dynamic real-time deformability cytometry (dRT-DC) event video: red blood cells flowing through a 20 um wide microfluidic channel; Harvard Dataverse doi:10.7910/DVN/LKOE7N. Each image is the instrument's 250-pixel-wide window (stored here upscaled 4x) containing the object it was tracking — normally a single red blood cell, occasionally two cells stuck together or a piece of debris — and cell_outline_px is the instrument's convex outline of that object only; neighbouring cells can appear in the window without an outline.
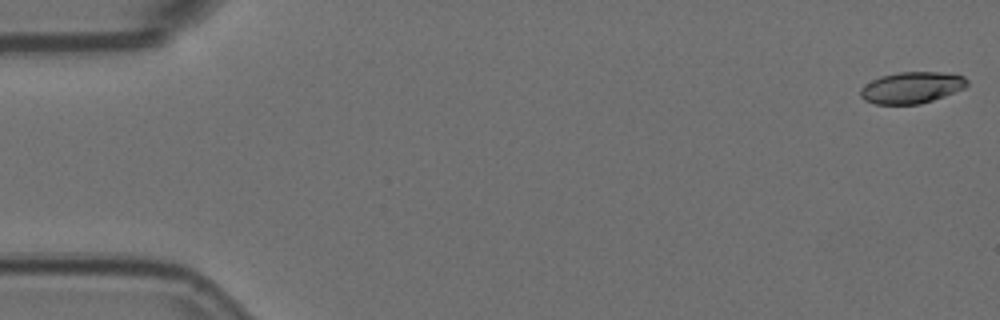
{"species": "Egyptian fruit bat (a non-hibernating species)", "species_latin": "Rousettus aegyptiacus", "temperature_condition": "room temperature", "stored_images_in_passage": 6, "segment_of_instrument_passage": [1, 2], "camera_frame_rate_fps": 3000, "um_per_image_px": 0.085, "animal": {"sex": "female"}, "frame": {"image": 1, "passage_image": 1, "time_ms": 0.0, "image_size_px": [1000, 320], "cell_outline_px": [[968, 84], [964, 88], [944, 96], [920, 104], [876, 104], [864, 100], [860, 96], [860, 88], [872, 80], [880, 76], [900, 72], [944, 72], [964, 76], [968, 80]], "centroid_in_image_um": [77.49, 7.44], "position_along_channel_um": 7.5, "area_um2": 19.54}}
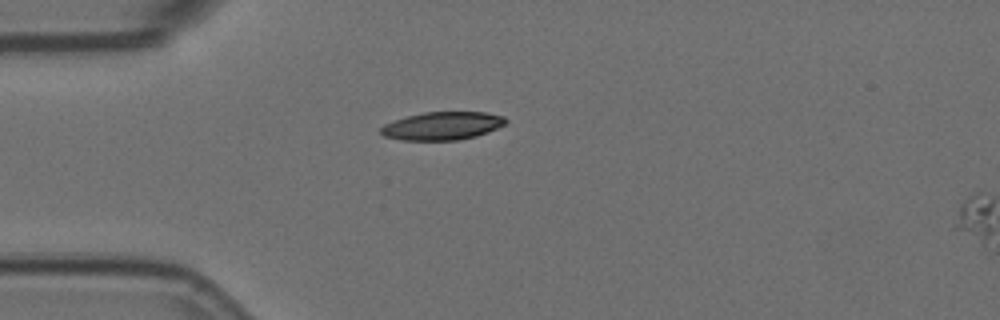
{"frame": {"image": 2, "passage_image": 5, "time_ms": 1.333, "image_size_px": [1000, 320], "cell_outline_px": [[508, 120], [504, 124], [488, 132], [476, 136], [460, 140], [400, 140], [384, 136], [380, 132], [380, 128], [384, 124], [408, 116], [424, 112], [484, 112], [504, 116]], "centroid_in_image_um": [37.6, 10.7], "position_along_channel_um": 47.4, "area_um2": 20.35}}